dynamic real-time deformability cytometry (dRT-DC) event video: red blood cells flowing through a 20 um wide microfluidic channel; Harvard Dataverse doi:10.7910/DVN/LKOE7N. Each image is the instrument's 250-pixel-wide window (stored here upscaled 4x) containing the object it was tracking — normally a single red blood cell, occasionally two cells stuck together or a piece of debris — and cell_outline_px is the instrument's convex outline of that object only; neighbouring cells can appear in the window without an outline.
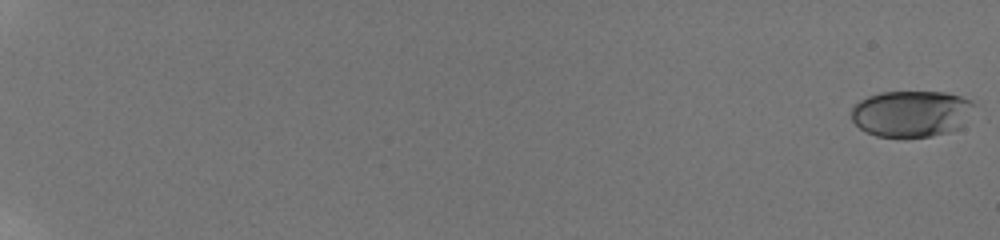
{"species": "human", "species_latin": "Homo sapiens", "temperature_condition": "room temperature", "stored_images_in_passage": 10, "camera_frame_rate_fps": 3000, "um_per_image_px": 0.085, "donor": {"sex": "male"}, "frame": {"image": 1, "passage_image": 1, "time_ms": 0.0, "image_size_px": [1000, 240], "cell_outline_px": [[976, 104], [960, 128], [948, 132], [932, 136], [904, 140], [876, 136], [864, 132], [852, 120], [852, 108], [860, 100], [868, 96], [880, 92], [944, 92], [960, 96], [972, 100]], "centroid_in_image_um": [77.45, 9.7], "position_along_channel_um": 7.6, "area_um2": 33.87}}
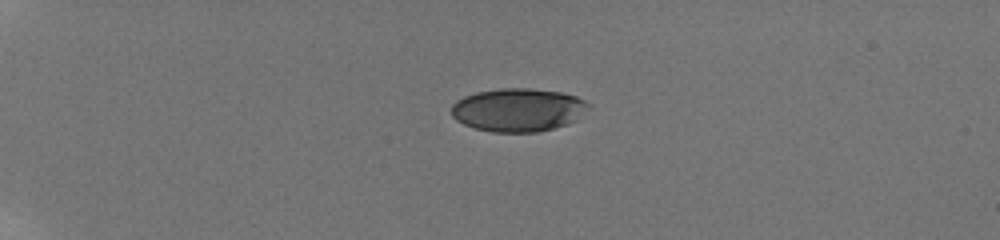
{"frame": {"image": 2, "passage_image": 7, "time_ms": 5.667, "image_size_px": [1000, 240], "cell_outline_px": [[588, 104], [576, 120], [568, 124], [536, 132], [492, 132], [472, 128], [456, 120], [452, 116], [452, 104], [456, 100], [464, 96], [476, 92], [500, 88], [528, 88], [560, 92], [576, 96], [584, 100]], "centroid_in_image_um": [43.98, 9.34], "position_along_channel_um": 41.0, "area_um2": 34.39}}